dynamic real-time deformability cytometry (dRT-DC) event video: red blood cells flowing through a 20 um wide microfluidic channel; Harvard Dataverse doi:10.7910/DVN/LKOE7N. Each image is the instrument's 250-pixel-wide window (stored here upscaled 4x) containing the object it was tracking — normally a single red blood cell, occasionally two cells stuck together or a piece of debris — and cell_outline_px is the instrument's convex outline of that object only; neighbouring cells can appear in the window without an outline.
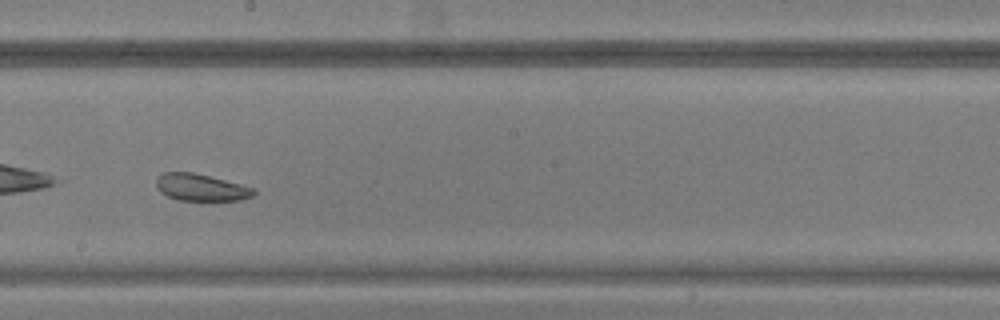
{"species": "common noctule bat (a hibernating species)", "species_latin": "Nyctalus noctula", "temperature_condition": "warm", "stored_images_in_passage": 33, "camera_frame_rate_fps": 3000, "um_per_image_px": 0.085, "animal": {"sex": "male", "body_mass_g": 20.5, "forearm_length_mm": 52.5}, "frame": {"image": 1, "passage_image": 15, "time_ms": 4.667, "image_size_px": [1000, 320], "cell_outline_px": [[256, 192], [252, 196], [240, 200], [180, 200], [168, 196], [160, 192], [156, 188], [156, 176], [164, 172], [192, 172], [256, 188]], "centroid_in_image_um": [17.05, 15.93], "position_along_channel_um": 231.1, "area_um2": 15.26}}
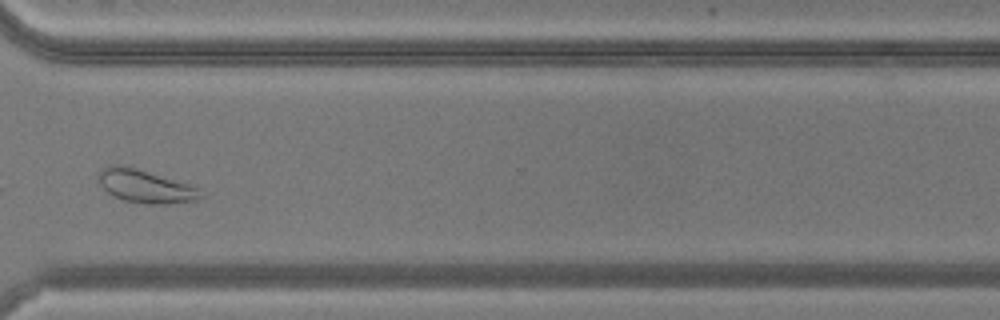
{"frame": {"image": 2, "passage_image": 24, "time_ms": 7.667, "image_size_px": [1000, 320], "cell_outline_px": [[204, 200], [168, 204], [148, 204], [124, 200], [108, 192], [96, 180], [96, 176], [100, 168], [108, 164], [120, 164], [136, 168], [188, 184], [200, 188], [204, 196]], "centroid_in_image_um": [12.36, 15.83], "position_along_channel_um": 358.2, "area_um2": 20.06}}